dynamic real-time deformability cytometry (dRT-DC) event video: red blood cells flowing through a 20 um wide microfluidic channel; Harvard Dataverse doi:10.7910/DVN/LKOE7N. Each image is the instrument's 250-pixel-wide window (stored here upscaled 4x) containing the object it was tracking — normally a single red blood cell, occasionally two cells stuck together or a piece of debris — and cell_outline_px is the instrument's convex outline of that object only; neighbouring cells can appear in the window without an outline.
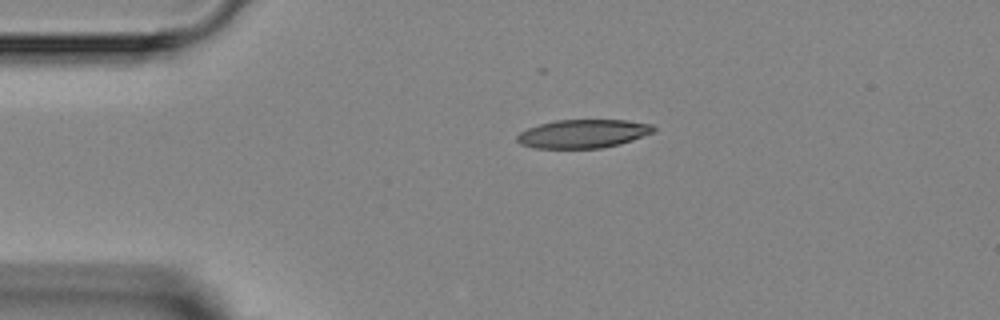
{"species": "Egyptian fruit bat (a non-hibernating species)", "species_latin": "Rousettus aegyptiacus", "temperature_condition": "room temperature", "stored_images_in_passage": 2, "camera_frame_rate_fps": 3000, "um_per_image_px": 0.085, "animal": {"sex": "female"}, "frame": {"image": 1, "passage_image": 1, "time_ms": 0.0, "image_size_px": [1000, 320], "cell_outline_px": [[656, 132], [620, 144], [600, 148], [532, 148], [520, 144], [516, 140], [516, 136], [520, 132], [528, 128], [540, 124], [556, 120], [628, 120], [652, 124], [656, 128]], "centroid_in_image_um": [49.58, 11.36], "position_along_channel_um": 35.4, "area_um2": 22.83}}